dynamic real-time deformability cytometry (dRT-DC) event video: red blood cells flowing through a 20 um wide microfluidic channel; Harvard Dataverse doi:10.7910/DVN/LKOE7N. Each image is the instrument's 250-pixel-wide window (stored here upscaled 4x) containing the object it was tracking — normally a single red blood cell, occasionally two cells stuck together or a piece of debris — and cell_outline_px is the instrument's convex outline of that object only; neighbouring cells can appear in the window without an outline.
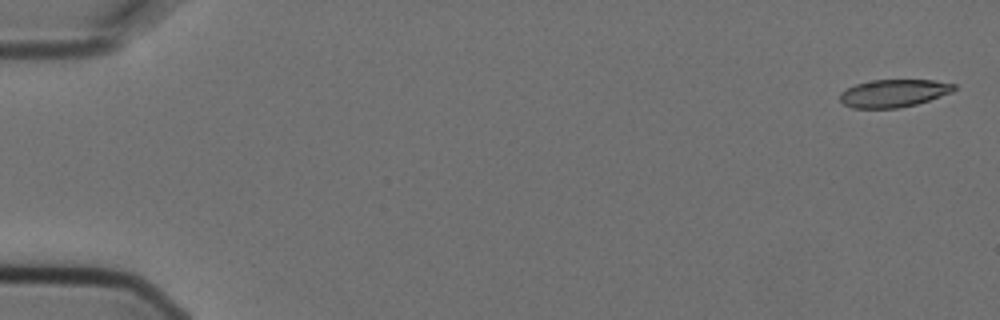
{"species": "Egyptian fruit bat (a non-hibernating species)", "species_latin": "Rousettus aegyptiacus", "temperature_condition": "cold", "stored_images_in_passage": 10, "camera_frame_rate_fps": 3000, "um_per_image_px": 0.085, "animal": {"sex": "female"}, "frame": {"image": 1, "passage_image": 1, "time_ms": 0.0, "image_size_px": [1000, 320], "cell_outline_px": [[956, 88], [952, 92], [916, 104], [896, 108], [852, 108], [844, 104], [840, 100], [840, 92], [856, 84], [872, 80], [932, 80], [956, 84]], "centroid_in_image_um": [75.95, 7.92], "position_along_channel_um": 9.0, "area_um2": 18.26}}
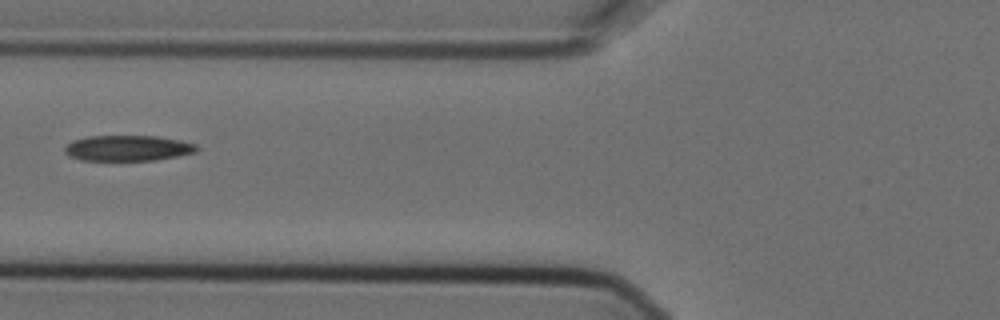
{"frame": {"image": 2, "passage_image": 6, "time_ms": 1.667, "image_size_px": [1000, 320], "cell_outline_px": [[200, 148], [196, 152], [156, 160], [80, 160], [68, 156], [64, 152], [64, 148], [72, 140], [84, 136], [156, 136], [180, 140], [196, 144]], "centroid_in_image_um": [10.84, 12.58], "position_along_channel_um": 115.0, "area_um2": 19.83}}
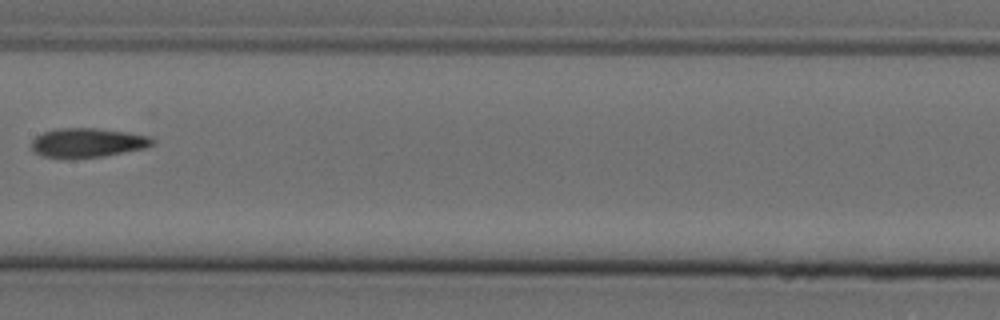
{"frame": {"image": 3, "passage_image": 8, "time_ms": 2.333, "image_size_px": [1000, 320], "cell_outline_px": [[156, 144], [144, 148], [104, 156], [44, 156], [36, 152], [32, 148], [32, 140], [36, 136], [44, 132], [60, 128], [96, 128], [128, 132], [152, 136], [156, 140]], "centroid_in_image_um": [7.55, 12.09], "position_along_channel_um": 199.9, "area_um2": 20.11}}